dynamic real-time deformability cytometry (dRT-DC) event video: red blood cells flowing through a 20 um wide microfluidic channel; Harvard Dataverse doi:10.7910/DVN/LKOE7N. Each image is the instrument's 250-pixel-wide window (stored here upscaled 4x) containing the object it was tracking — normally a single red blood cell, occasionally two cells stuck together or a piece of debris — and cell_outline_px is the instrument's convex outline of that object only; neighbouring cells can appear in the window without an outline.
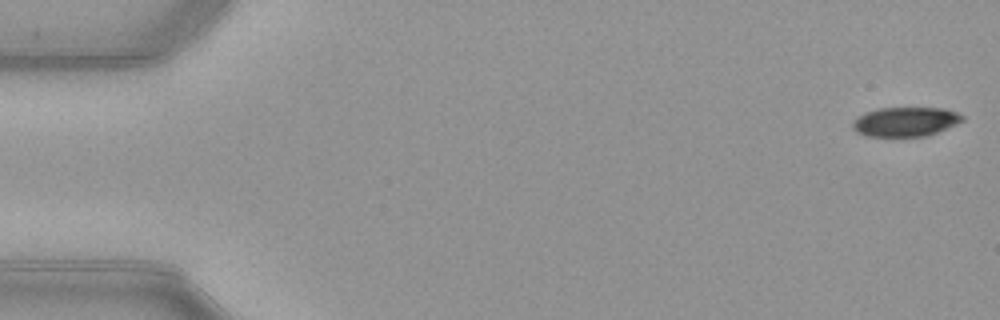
{"species": "common noctule bat (a hibernating species)", "species_latin": "Nyctalus noctula", "temperature_condition": "warm", "stored_images_in_passage": 52, "camera_frame_rate_fps": 3000, "um_per_image_px": 0.085, "animal": {"sex": "female", "body_mass_g": 21.9}, "frame": {"image": 1, "passage_image": 1, "time_ms": 0.0, "image_size_px": [1000, 320], "cell_outline_px": [[964, 120], [956, 124], [936, 132], [924, 136], [864, 136], [856, 132], [852, 128], [852, 120], [868, 112], [880, 108], [944, 108], [956, 112], [964, 116]], "centroid_in_image_um": [76.95, 10.35], "position_along_channel_um": 8.1, "area_um2": 18.61}}
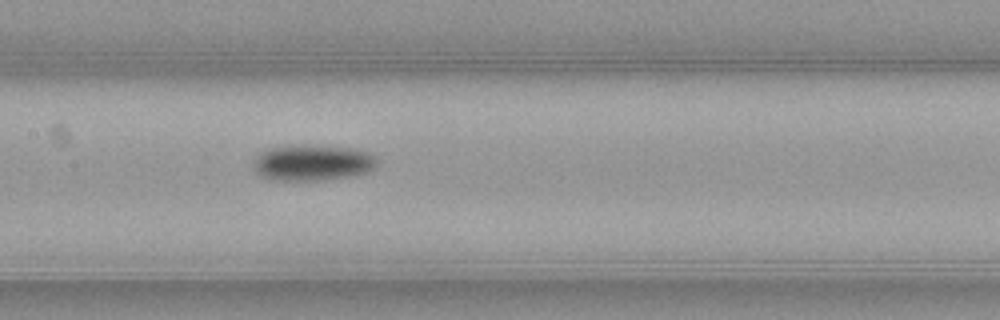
{"frame": {"image": 2, "passage_image": 25, "time_ms": 8.0, "image_size_px": [1000, 320], "cell_outline_px": [[380, 160], [376, 168], [368, 172], [356, 176], [324, 180], [272, 180], [260, 176], [256, 172], [252, 164], [256, 156], [260, 152], [268, 148], [352, 148], [372, 152]], "centroid_in_image_um": [26.65, 13.89], "position_along_channel_um": 180.7, "area_um2": 25.49}}
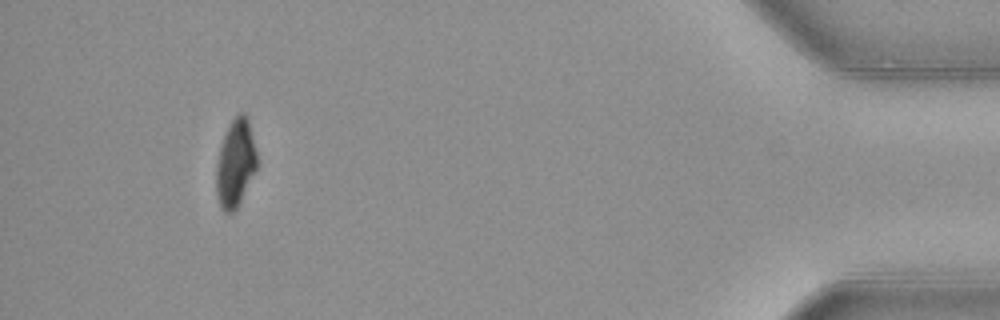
{"frame": {"image": 3, "passage_image": 48, "time_ms": 15.667, "image_size_px": [1000, 320], "cell_outline_px": [[256, 168], [236, 208], [232, 212], [224, 212], [220, 208], [216, 192], [216, 164], [220, 148], [224, 136], [232, 120], [240, 112], [244, 112], [248, 120], [256, 152]], "centroid_in_image_um": [19.98, 13.89], "position_along_channel_um": 415.2, "area_um2": 20.17}, "authors_computed_cell_mechanics": {"area_um2": 22.3397, "velocity_mm_per_s": 3.9848, "shape_relaxation_time_tau1_ms": 3.4251, "shape_relaxation_time_tau2_ms": null, "deformation_change_tau1": 0.1301, "deformation_change_tau2": null}}